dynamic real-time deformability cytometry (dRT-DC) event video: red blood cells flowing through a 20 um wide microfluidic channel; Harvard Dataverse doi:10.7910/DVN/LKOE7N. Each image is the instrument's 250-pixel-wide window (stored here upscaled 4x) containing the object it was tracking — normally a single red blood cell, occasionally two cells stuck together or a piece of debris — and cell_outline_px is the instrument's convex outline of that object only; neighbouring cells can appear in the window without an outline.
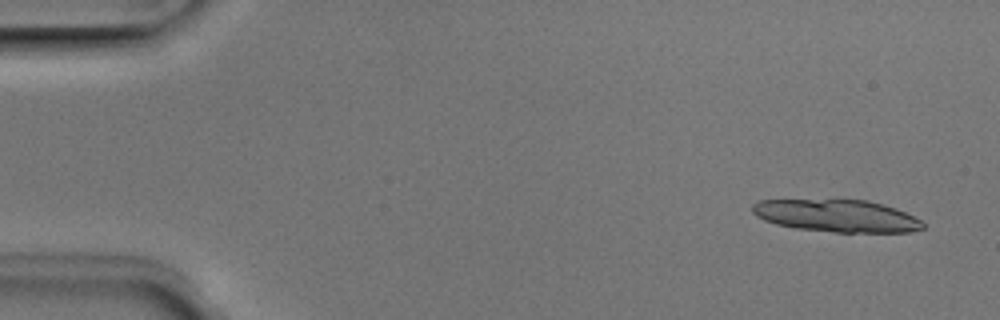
{"species": "Egyptian fruit bat (a non-hibernating species)", "species_latin": "Rousettus aegyptiacus", "temperature_condition": "room temperature", "stored_images_in_passage": 24, "camera_frame_rate_fps": 3000, "um_per_image_px": 0.085, "animal": {"sex": "male"}, "frame": {"image": 1, "passage_image": 3, "time_ms": 0.667, "image_size_px": [1000, 320], "cell_outline_px": [[924, 228], [912, 232], [836, 232], [796, 228], [776, 224], [764, 220], [756, 216], [752, 212], [752, 204], [760, 200], [868, 200], [896, 208], [920, 220], [924, 224]], "centroid_in_image_um": [71.12, 18.34], "position_along_channel_um": 13.9, "area_um2": 31.96}}